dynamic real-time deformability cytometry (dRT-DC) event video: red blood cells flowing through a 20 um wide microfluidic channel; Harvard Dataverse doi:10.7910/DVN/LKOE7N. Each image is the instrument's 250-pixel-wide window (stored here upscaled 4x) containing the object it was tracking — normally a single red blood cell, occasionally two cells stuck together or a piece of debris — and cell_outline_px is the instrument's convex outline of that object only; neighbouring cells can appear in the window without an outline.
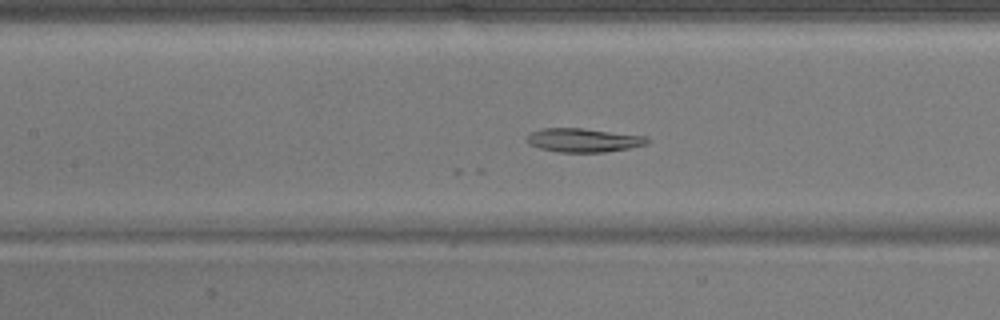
{"species": "common noctule bat (a hibernating species)", "species_latin": "Nyctalus noctula", "temperature_condition": "warm", "stored_images_in_passage": 45, "camera_frame_rate_fps": 3000, "um_per_image_px": 0.085, "animal": {"sex": "male", "body_mass_g": 17.9}, "frame": {"image": 1, "passage_image": 18, "time_ms": 5.667, "image_size_px": [1000, 320], "cell_outline_px": [[652, 140], [648, 144], [628, 148], [604, 152], [560, 152], [540, 148], [528, 144], [524, 140], [532, 132], [544, 128], [580, 128], [644, 136]], "centroid_in_image_um": [49.58, 11.92], "position_along_channel_um": 157.8, "area_um2": 16.53}}
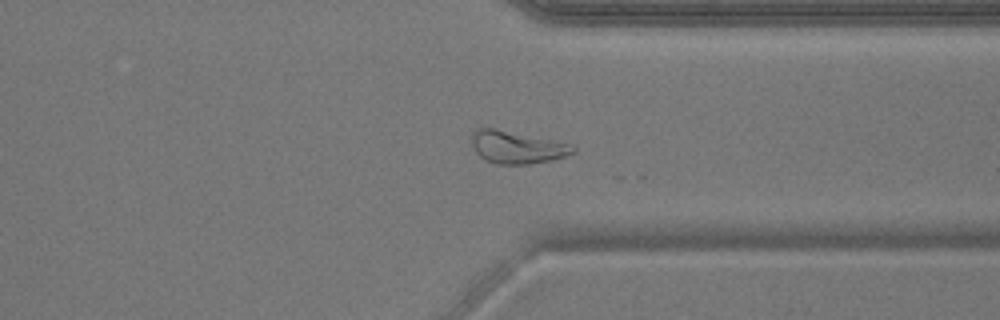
{"frame": {"image": 2, "passage_image": 34, "time_ms": 11.0, "image_size_px": [1000, 320], "cell_outline_px": [[576, 152], [552, 160], [528, 164], [496, 164], [484, 160], [472, 148], [468, 136], [476, 128], [496, 128], [572, 144], [576, 148]], "centroid_in_image_um": [43.87, 12.5], "position_along_channel_um": 367.5, "area_um2": 19.54}}
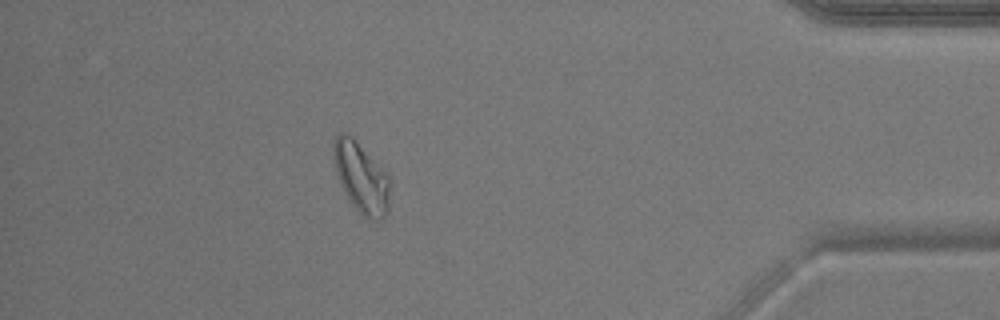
{"frame": {"image": 3, "passage_image": 40, "time_ms": 13.0, "image_size_px": [1000, 320], "cell_outline_px": [[388, 212], [380, 220], [372, 220], [364, 216], [356, 208], [344, 192], [336, 172], [332, 152], [332, 148], [336, 136], [340, 132], [344, 132], [352, 136], [384, 168], [388, 176]], "centroid_in_image_um": [30.69, 15.05], "position_along_channel_um": 404.5, "area_um2": 22.95}}